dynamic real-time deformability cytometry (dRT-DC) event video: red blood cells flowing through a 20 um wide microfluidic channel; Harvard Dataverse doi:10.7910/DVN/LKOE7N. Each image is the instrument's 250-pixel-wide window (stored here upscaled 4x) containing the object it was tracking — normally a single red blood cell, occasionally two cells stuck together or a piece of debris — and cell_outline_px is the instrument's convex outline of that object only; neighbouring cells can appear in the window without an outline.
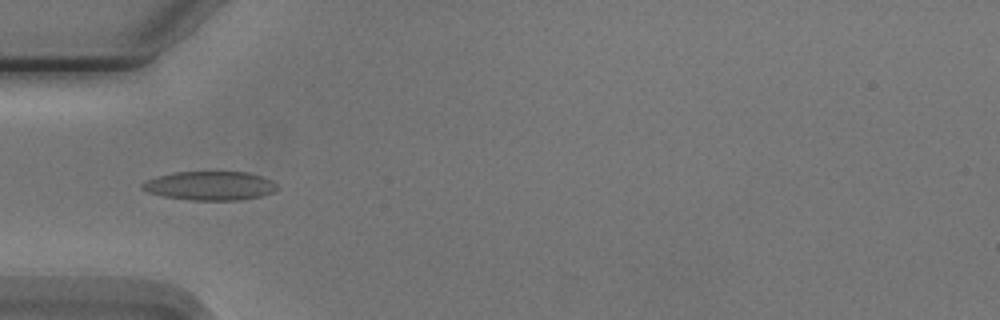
{"species": "Egyptian fruit bat (a non-hibernating species)", "species_latin": "Rousettus aegyptiacus", "temperature_condition": "cold", "stored_images_in_passage": 1, "camera_frame_rate_fps": 3000, "um_per_image_px": 0.085, "animal": {"sex": "male"}, "frame": {"image": 1, "passage_image": 1, "time_ms": 0.0, "image_size_px": [1000, 320], "cell_outline_px": [[276, 192], [260, 196], [240, 200], [188, 200], [164, 196], [148, 192], [140, 188], [140, 184], [144, 180], [156, 176], [176, 172], [248, 172], [272, 180], [276, 184]], "centroid_in_image_um": [17.81, 15.79], "position_along_channel_um": 67.2, "area_um2": 22.83}}